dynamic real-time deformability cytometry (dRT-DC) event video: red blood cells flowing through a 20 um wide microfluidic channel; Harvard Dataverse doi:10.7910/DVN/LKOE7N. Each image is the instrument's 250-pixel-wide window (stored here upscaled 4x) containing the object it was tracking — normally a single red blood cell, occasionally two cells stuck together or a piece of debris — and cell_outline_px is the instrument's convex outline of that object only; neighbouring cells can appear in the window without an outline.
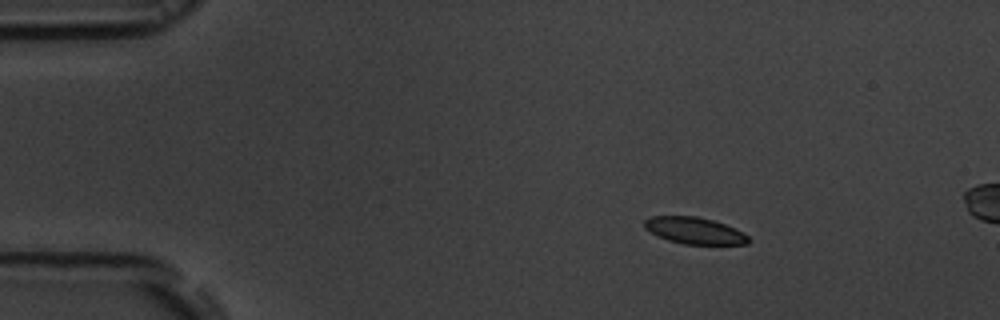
{"species": "common noctule bat (a hibernating species)", "species_latin": "Nyctalus noctula", "temperature_condition": "room temperature", "stored_images_in_passage": 8, "camera_frame_rate_fps": 3000, "um_per_image_px": 0.085, "animal": {"sex": "male", "body_mass_g": 19.5, "forearm_length_mm": 54.6}, "frame": {"image": 1, "passage_image": 1, "time_ms": 0.0, "image_size_px": [1000, 320], "cell_outline_px": [[752, 240], [748, 244], [684, 244], [668, 240], [644, 228], [644, 220], [652, 216], [696, 216], [712, 220], [724, 224], [748, 236]], "centroid_in_image_um": [59.03, 19.6], "position_along_channel_um": 26.0, "area_um2": 15.9}}